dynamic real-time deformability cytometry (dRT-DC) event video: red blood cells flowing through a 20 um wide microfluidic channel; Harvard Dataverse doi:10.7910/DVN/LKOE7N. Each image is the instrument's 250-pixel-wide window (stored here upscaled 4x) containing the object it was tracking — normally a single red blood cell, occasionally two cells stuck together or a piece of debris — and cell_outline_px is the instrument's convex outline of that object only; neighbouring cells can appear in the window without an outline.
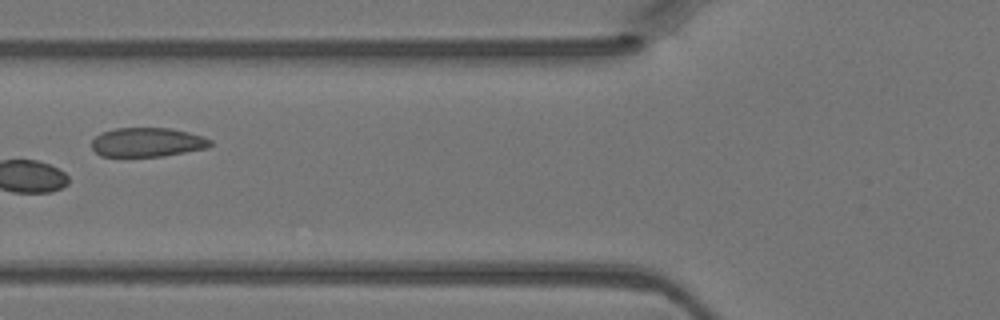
{"species": "Egyptian fruit bat (a non-hibernating species)", "species_latin": "Rousettus aegyptiacus", "temperature_condition": "warm", "stored_images_in_passage": 6, "camera_frame_rate_fps": 3000, "um_per_image_px": 0.085, "animal": {"sex": "female"}, "frame": {"image": 1, "passage_image": 5, "time_ms": 1.333, "image_size_px": [1000, 320], "cell_outline_px": [[212, 144], [208, 148], [164, 156], [100, 156], [92, 148], [92, 140], [100, 132], [116, 128], [172, 128], [204, 136], [212, 140]], "centroid_in_image_um": [12.54, 12.08], "position_along_channel_um": 113.3, "area_um2": 20.29}}
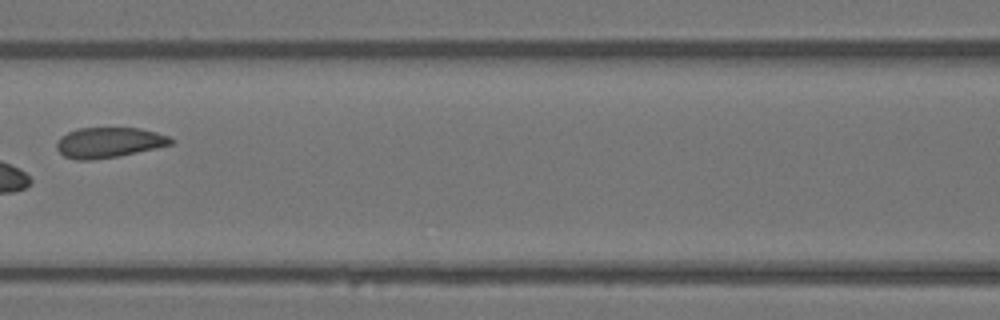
{"frame": {"image": 2, "passage_image": 6, "time_ms": 1.667, "image_size_px": [1000, 320], "cell_outline_px": [[172, 144], [120, 156], [92, 160], [76, 160], [64, 156], [56, 148], [56, 144], [60, 136], [68, 132], [80, 128], [140, 128], [156, 132], [168, 136], [172, 140]], "centroid_in_image_um": [9.22, 12.12], "position_along_channel_um": 157.4, "area_um2": 20.11}}